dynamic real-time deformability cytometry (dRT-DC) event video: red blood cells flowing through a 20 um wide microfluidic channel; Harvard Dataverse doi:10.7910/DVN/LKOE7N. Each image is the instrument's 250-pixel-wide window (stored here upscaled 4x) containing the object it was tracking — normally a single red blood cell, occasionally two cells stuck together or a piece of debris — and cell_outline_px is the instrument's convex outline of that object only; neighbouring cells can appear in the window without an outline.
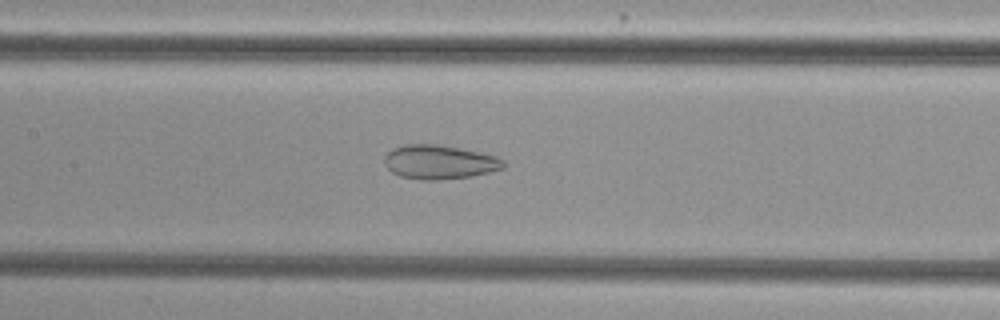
{"species": "common noctule bat (a hibernating species)", "species_latin": "Nyctalus noctula", "temperature_condition": "cold", "stored_images_in_passage": 51, "camera_frame_rate_fps": 3000, "um_per_image_px": 0.085, "animal": {"sex": "female", "body_mass_g": 29.2, "forearm_length_mm": 56.3}, "frame": {"image": 1, "passage_image": 23, "time_ms": 7.333, "image_size_px": [1000, 320], "cell_outline_px": [[504, 168], [472, 176], [436, 180], [420, 180], [400, 176], [392, 172], [384, 164], [384, 156], [392, 148], [408, 144], [436, 144], [460, 148], [480, 152], [496, 156], [504, 160]], "centroid_in_image_um": [37.33, 13.77], "position_along_channel_um": 170.1, "area_um2": 23.64}}
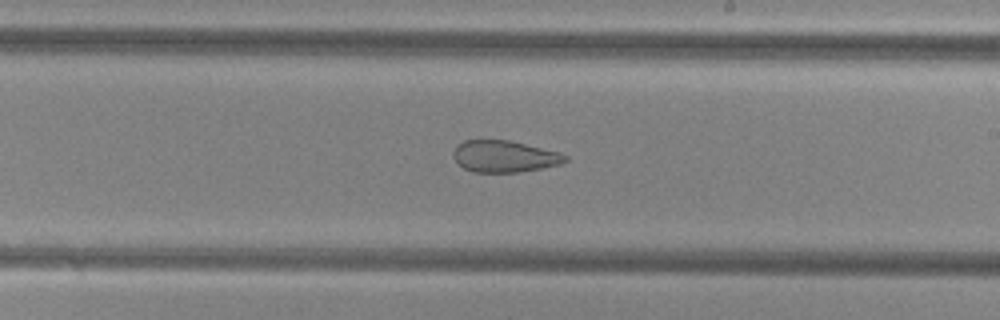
{"frame": {"image": 2, "passage_image": 29, "time_ms": 9.333, "image_size_px": [1000, 320], "cell_outline_px": [[568, 160], [560, 164], [520, 172], [472, 172], [464, 168], [456, 160], [452, 152], [456, 144], [464, 140], [508, 140], [560, 152], [568, 156]], "centroid_in_image_um": [42.86, 13.29], "position_along_channel_um": 246.1, "area_um2": 20.63}}
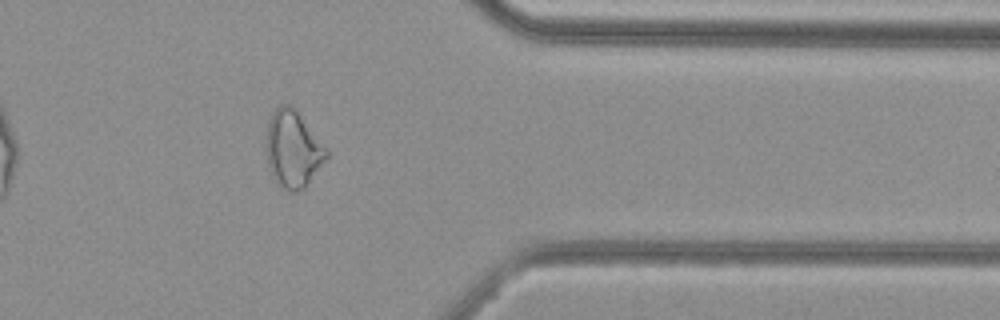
{"frame": {"image": 3, "passage_image": 41, "time_ms": 13.333, "image_size_px": [1000, 320], "cell_outline_px": [[328, 156], [304, 188], [296, 192], [288, 192], [280, 188], [276, 184], [268, 168], [268, 116], [280, 104], [288, 104], [296, 112], [328, 148]], "centroid_in_image_um": [24.9, 12.72], "position_along_channel_um": 386.5, "area_um2": 26.59}, "authors_computed_cell_mechanics": {"area_um2": 27.8596, "velocity_mm_per_s": 3.8191, "shape_relaxation_time_tau1_ms": null, "shape_relaxation_time_tau2_ms": 2.8247, "deformation_change_tau1": null, "deformation_change_tau2": 0.117}}